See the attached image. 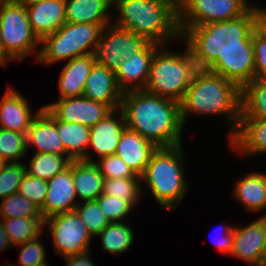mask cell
Segmentation results:
<instances>
[{
    "mask_svg": "<svg viewBox=\"0 0 266 266\" xmlns=\"http://www.w3.org/2000/svg\"><path fill=\"white\" fill-rule=\"evenodd\" d=\"M120 109L126 128L139 133L157 147L182 144L180 103L144 90L123 93Z\"/></svg>",
    "mask_w": 266,
    "mask_h": 266,
    "instance_id": "6da1fadb",
    "label": "cell"
},
{
    "mask_svg": "<svg viewBox=\"0 0 266 266\" xmlns=\"http://www.w3.org/2000/svg\"><path fill=\"white\" fill-rule=\"evenodd\" d=\"M256 12L252 6L244 15L219 22L191 26L181 34L197 69H207L225 51L254 50Z\"/></svg>",
    "mask_w": 266,
    "mask_h": 266,
    "instance_id": "7a4b0ae2",
    "label": "cell"
},
{
    "mask_svg": "<svg viewBox=\"0 0 266 266\" xmlns=\"http://www.w3.org/2000/svg\"><path fill=\"white\" fill-rule=\"evenodd\" d=\"M180 113L183 125L191 114H225L226 121L233 123L228 135L231 137L240 117V88L221 75L198 69L180 102Z\"/></svg>",
    "mask_w": 266,
    "mask_h": 266,
    "instance_id": "3957f363",
    "label": "cell"
},
{
    "mask_svg": "<svg viewBox=\"0 0 266 266\" xmlns=\"http://www.w3.org/2000/svg\"><path fill=\"white\" fill-rule=\"evenodd\" d=\"M118 11L115 26L165 45L181 39L178 0H113Z\"/></svg>",
    "mask_w": 266,
    "mask_h": 266,
    "instance_id": "277c9868",
    "label": "cell"
},
{
    "mask_svg": "<svg viewBox=\"0 0 266 266\" xmlns=\"http://www.w3.org/2000/svg\"><path fill=\"white\" fill-rule=\"evenodd\" d=\"M183 164L182 144L158 147L141 176L157 203L165 210L176 208L188 192Z\"/></svg>",
    "mask_w": 266,
    "mask_h": 266,
    "instance_id": "5b68a950",
    "label": "cell"
},
{
    "mask_svg": "<svg viewBox=\"0 0 266 266\" xmlns=\"http://www.w3.org/2000/svg\"><path fill=\"white\" fill-rule=\"evenodd\" d=\"M164 48L161 45L153 55L144 91L180 103L198 69L187 45L182 53Z\"/></svg>",
    "mask_w": 266,
    "mask_h": 266,
    "instance_id": "8992f818",
    "label": "cell"
},
{
    "mask_svg": "<svg viewBox=\"0 0 266 266\" xmlns=\"http://www.w3.org/2000/svg\"><path fill=\"white\" fill-rule=\"evenodd\" d=\"M109 24L64 23L55 33L45 36L36 62L54 64L75 57L94 54L104 27Z\"/></svg>",
    "mask_w": 266,
    "mask_h": 266,
    "instance_id": "52a82bcc",
    "label": "cell"
},
{
    "mask_svg": "<svg viewBox=\"0 0 266 266\" xmlns=\"http://www.w3.org/2000/svg\"><path fill=\"white\" fill-rule=\"evenodd\" d=\"M0 35L4 47V67L9 60H22L37 50L40 40L33 33L26 7L0 1Z\"/></svg>",
    "mask_w": 266,
    "mask_h": 266,
    "instance_id": "ba28073f",
    "label": "cell"
},
{
    "mask_svg": "<svg viewBox=\"0 0 266 266\" xmlns=\"http://www.w3.org/2000/svg\"><path fill=\"white\" fill-rule=\"evenodd\" d=\"M150 43L147 38L112 23L104 27L94 57L96 63L116 74L123 62H127L131 56L139 55Z\"/></svg>",
    "mask_w": 266,
    "mask_h": 266,
    "instance_id": "9c48e42d",
    "label": "cell"
},
{
    "mask_svg": "<svg viewBox=\"0 0 266 266\" xmlns=\"http://www.w3.org/2000/svg\"><path fill=\"white\" fill-rule=\"evenodd\" d=\"M252 6L248 0H178L180 33L191 26L238 18Z\"/></svg>",
    "mask_w": 266,
    "mask_h": 266,
    "instance_id": "30bf717a",
    "label": "cell"
},
{
    "mask_svg": "<svg viewBox=\"0 0 266 266\" xmlns=\"http://www.w3.org/2000/svg\"><path fill=\"white\" fill-rule=\"evenodd\" d=\"M46 225L52 235L55 252L62 258L90 251L92 236L75 210L45 219Z\"/></svg>",
    "mask_w": 266,
    "mask_h": 266,
    "instance_id": "8fae6325",
    "label": "cell"
},
{
    "mask_svg": "<svg viewBox=\"0 0 266 266\" xmlns=\"http://www.w3.org/2000/svg\"><path fill=\"white\" fill-rule=\"evenodd\" d=\"M56 120L79 123L89 127L102 120L112 109L102 102L83 96L62 98L43 106Z\"/></svg>",
    "mask_w": 266,
    "mask_h": 266,
    "instance_id": "7c38bea8",
    "label": "cell"
},
{
    "mask_svg": "<svg viewBox=\"0 0 266 266\" xmlns=\"http://www.w3.org/2000/svg\"><path fill=\"white\" fill-rule=\"evenodd\" d=\"M47 184L45 202L40 209L44 220L56 214L75 210L79 201L73 183V161L67 168L49 179Z\"/></svg>",
    "mask_w": 266,
    "mask_h": 266,
    "instance_id": "4fadbf2b",
    "label": "cell"
},
{
    "mask_svg": "<svg viewBox=\"0 0 266 266\" xmlns=\"http://www.w3.org/2000/svg\"><path fill=\"white\" fill-rule=\"evenodd\" d=\"M265 221L262 218L249 225L233 226L232 256L254 266H262V253L265 242Z\"/></svg>",
    "mask_w": 266,
    "mask_h": 266,
    "instance_id": "5bb4252c",
    "label": "cell"
},
{
    "mask_svg": "<svg viewBox=\"0 0 266 266\" xmlns=\"http://www.w3.org/2000/svg\"><path fill=\"white\" fill-rule=\"evenodd\" d=\"M206 70L221 75L241 88L255 78L254 50L225 51Z\"/></svg>",
    "mask_w": 266,
    "mask_h": 266,
    "instance_id": "9a60e30c",
    "label": "cell"
},
{
    "mask_svg": "<svg viewBox=\"0 0 266 266\" xmlns=\"http://www.w3.org/2000/svg\"><path fill=\"white\" fill-rule=\"evenodd\" d=\"M37 147L35 153L69 156L57 130L56 119L43 107L26 133V148Z\"/></svg>",
    "mask_w": 266,
    "mask_h": 266,
    "instance_id": "2e32d148",
    "label": "cell"
},
{
    "mask_svg": "<svg viewBox=\"0 0 266 266\" xmlns=\"http://www.w3.org/2000/svg\"><path fill=\"white\" fill-rule=\"evenodd\" d=\"M82 96L107 104L114 110L120 108L123 92L118 87L115 73L95 63L86 79Z\"/></svg>",
    "mask_w": 266,
    "mask_h": 266,
    "instance_id": "e0dca14e",
    "label": "cell"
},
{
    "mask_svg": "<svg viewBox=\"0 0 266 266\" xmlns=\"http://www.w3.org/2000/svg\"><path fill=\"white\" fill-rule=\"evenodd\" d=\"M160 46L151 42L139 55L131 56L127 62L121 64L115 75L123 93L145 89L153 55Z\"/></svg>",
    "mask_w": 266,
    "mask_h": 266,
    "instance_id": "ac0fdd59",
    "label": "cell"
},
{
    "mask_svg": "<svg viewBox=\"0 0 266 266\" xmlns=\"http://www.w3.org/2000/svg\"><path fill=\"white\" fill-rule=\"evenodd\" d=\"M125 128V119L121 109L112 110L97 124L90 127L89 147H92V151L94 150L99 158L115 154L121 133Z\"/></svg>",
    "mask_w": 266,
    "mask_h": 266,
    "instance_id": "d6986e66",
    "label": "cell"
},
{
    "mask_svg": "<svg viewBox=\"0 0 266 266\" xmlns=\"http://www.w3.org/2000/svg\"><path fill=\"white\" fill-rule=\"evenodd\" d=\"M158 147L139 133L127 128L121 133L115 155L139 177L144 174L151 155Z\"/></svg>",
    "mask_w": 266,
    "mask_h": 266,
    "instance_id": "ffe728a7",
    "label": "cell"
},
{
    "mask_svg": "<svg viewBox=\"0 0 266 266\" xmlns=\"http://www.w3.org/2000/svg\"><path fill=\"white\" fill-rule=\"evenodd\" d=\"M65 0H43L26 7L33 33L41 41L66 23Z\"/></svg>",
    "mask_w": 266,
    "mask_h": 266,
    "instance_id": "44dd1931",
    "label": "cell"
},
{
    "mask_svg": "<svg viewBox=\"0 0 266 266\" xmlns=\"http://www.w3.org/2000/svg\"><path fill=\"white\" fill-rule=\"evenodd\" d=\"M0 102V128L19 133H27L33 119L43 109L32 114L27 99L11 87Z\"/></svg>",
    "mask_w": 266,
    "mask_h": 266,
    "instance_id": "7402d4cb",
    "label": "cell"
},
{
    "mask_svg": "<svg viewBox=\"0 0 266 266\" xmlns=\"http://www.w3.org/2000/svg\"><path fill=\"white\" fill-rule=\"evenodd\" d=\"M229 141L232 150L243 156L266 153V120L239 118L236 131Z\"/></svg>",
    "mask_w": 266,
    "mask_h": 266,
    "instance_id": "603a6c76",
    "label": "cell"
},
{
    "mask_svg": "<svg viewBox=\"0 0 266 266\" xmlns=\"http://www.w3.org/2000/svg\"><path fill=\"white\" fill-rule=\"evenodd\" d=\"M95 63L94 54L68 61L60 73L58 99L82 96L86 79Z\"/></svg>",
    "mask_w": 266,
    "mask_h": 266,
    "instance_id": "cb8c5ba5",
    "label": "cell"
},
{
    "mask_svg": "<svg viewBox=\"0 0 266 266\" xmlns=\"http://www.w3.org/2000/svg\"><path fill=\"white\" fill-rule=\"evenodd\" d=\"M67 23L110 24L113 0H65Z\"/></svg>",
    "mask_w": 266,
    "mask_h": 266,
    "instance_id": "d4e9b609",
    "label": "cell"
},
{
    "mask_svg": "<svg viewBox=\"0 0 266 266\" xmlns=\"http://www.w3.org/2000/svg\"><path fill=\"white\" fill-rule=\"evenodd\" d=\"M104 179L95 163L73 160V183L82 202L95 201L102 194Z\"/></svg>",
    "mask_w": 266,
    "mask_h": 266,
    "instance_id": "484cf974",
    "label": "cell"
},
{
    "mask_svg": "<svg viewBox=\"0 0 266 266\" xmlns=\"http://www.w3.org/2000/svg\"><path fill=\"white\" fill-rule=\"evenodd\" d=\"M57 130L65 152L73 160L94 163L87 151L90 143V127L79 123L56 120Z\"/></svg>",
    "mask_w": 266,
    "mask_h": 266,
    "instance_id": "4316f807",
    "label": "cell"
},
{
    "mask_svg": "<svg viewBox=\"0 0 266 266\" xmlns=\"http://www.w3.org/2000/svg\"><path fill=\"white\" fill-rule=\"evenodd\" d=\"M234 194L249 212L263 211L266 209V174L253 171L239 179Z\"/></svg>",
    "mask_w": 266,
    "mask_h": 266,
    "instance_id": "83f0119b",
    "label": "cell"
},
{
    "mask_svg": "<svg viewBox=\"0 0 266 266\" xmlns=\"http://www.w3.org/2000/svg\"><path fill=\"white\" fill-rule=\"evenodd\" d=\"M266 120V82L254 78L240 88V117Z\"/></svg>",
    "mask_w": 266,
    "mask_h": 266,
    "instance_id": "f1b7e54d",
    "label": "cell"
},
{
    "mask_svg": "<svg viewBox=\"0 0 266 266\" xmlns=\"http://www.w3.org/2000/svg\"><path fill=\"white\" fill-rule=\"evenodd\" d=\"M12 246L24 244L43 234V217L0 218Z\"/></svg>",
    "mask_w": 266,
    "mask_h": 266,
    "instance_id": "f546056e",
    "label": "cell"
},
{
    "mask_svg": "<svg viewBox=\"0 0 266 266\" xmlns=\"http://www.w3.org/2000/svg\"><path fill=\"white\" fill-rule=\"evenodd\" d=\"M73 159L70 156L50 153H35L30 160L26 173L44 180H49L59 172L67 168Z\"/></svg>",
    "mask_w": 266,
    "mask_h": 266,
    "instance_id": "4dcf8cb0",
    "label": "cell"
},
{
    "mask_svg": "<svg viewBox=\"0 0 266 266\" xmlns=\"http://www.w3.org/2000/svg\"><path fill=\"white\" fill-rule=\"evenodd\" d=\"M131 226L122 222L110 223L101 233L103 250L112 254H122L132 246L134 241V233Z\"/></svg>",
    "mask_w": 266,
    "mask_h": 266,
    "instance_id": "1f68e13d",
    "label": "cell"
},
{
    "mask_svg": "<svg viewBox=\"0 0 266 266\" xmlns=\"http://www.w3.org/2000/svg\"><path fill=\"white\" fill-rule=\"evenodd\" d=\"M139 182L141 178L104 179L102 193L114 198H122L135 206L143 192Z\"/></svg>",
    "mask_w": 266,
    "mask_h": 266,
    "instance_id": "d6a6232c",
    "label": "cell"
},
{
    "mask_svg": "<svg viewBox=\"0 0 266 266\" xmlns=\"http://www.w3.org/2000/svg\"><path fill=\"white\" fill-rule=\"evenodd\" d=\"M27 153L26 133L0 128V159L4 162H21Z\"/></svg>",
    "mask_w": 266,
    "mask_h": 266,
    "instance_id": "836d02e7",
    "label": "cell"
},
{
    "mask_svg": "<svg viewBox=\"0 0 266 266\" xmlns=\"http://www.w3.org/2000/svg\"><path fill=\"white\" fill-rule=\"evenodd\" d=\"M1 218L42 217L40 209L21 194L13 193L0 203Z\"/></svg>",
    "mask_w": 266,
    "mask_h": 266,
    "instance_id": "e575fe53",
    "label": "cell"
},
{
    "mask_svg": "<svg viewBox=\"0 0 266 266\" xmlns=\"http://www.w3.org/2000/svg\"><path fill=\"white\" fill-rule=\"evenodd\" d=\"M75 211L92 237L97 236L110 224L96 201L79 202Z\"/></svg>",
    "mask_w": 266,
    "mask_h": 266,
    "instance_id": "d590c367",
    "label": "cell"
},
{
    "mask_svg": "<svg viewBox=\"0 0 266 266\" xmlns=\"http://www.w3.org/2000/svg\"><path fill=\"white\" fill-rule=\"evenodd\" d=\"M25 175L26 165L23 162H5L0 171V198L17 193Z\"/></svg>",
    "mask_w": 266,
    "mask_h": 266,
    "instance_id": "8d00e7d4",
    "label": "cell"
},
{
    "mask_svg": "<svg viewBox=\"0 0 266 266\" xmlns=\"http://www.w3.org/2000/svg\"><path fill=\"white\" fill-rule=\"evenodd\" d=\"M95 201L110 223L122 222V219L126 218L131 209L134 208L129 201L114 198L104 193L100 194Z\"/></svg>",
    "mask_w": 266,
    "mask_h": 266,
    "instance_id": "74e56055",
    "label": "cell"
},
{
    "mask_svg": "<svg viewBox=\"0 0 266 266\" xmlns=\"http://www.w3.org/2000/svg\"><path fill=\"white\" fill-rule=\"evenodd\" d=\"M99 161V162H98ZM94 161L105 179L141 178L117 155L111 154Z\"/></svg>",
    "mask_w": 266,
    "mask_h": 266,
    "instance_id": "f35d334b",
    "label": "cell"
},
{
    "mask_svg": "<svg viewBox=\"0 0 266 266\" xmlns=\"http://www.w3.org/2000/svg\"><path fill=\"white\" fill-rule=\"evenodd\" d=\"M47 188V180L39 179L26 173L19 185L18 193L41 209L45 202Z\"/></svg>",
    "mask_w": 266,
    "mask_h": 266,
    "instance_id": "ab89813d",
    "label": "cell"
},
{
    "mask_svg": "<svg viewBox=\"0 0 266 266\" xmlns=\"http://www.w3.org/2000/svg\"><path fill=\"white\" fill-rule=\"evenodd\" d=\"M20 248L19 262L21 266H49L45 258V246L40 242V238H36L17 245Z\"/></svg>",
    "mask_w": 266,
    "mask_h": 266,
    "instance_id": "60d3db41",
    "label": "cell"
},
{
    "mask_svg": "<svg viewBox=\"0 0 266 266\" xmlns=\"http://www.w3.org/2000/svg\"><path fill=\"white\" fill-rule=\"evenodd\" d=\"M255 78L266 74V35L257 27L253 30Z\"/></svg>",
    "mask_w": 266,
    "mask_h": 266,
    "instance_id": "b9f144b4",
    "label": "cell"
},
{
    "mask_svg": "<svg viewBox=\"0 0 266 266\" xmlns=\"http://www.w3.org/2000/svg\"><path fill=\"white\" fill-rule=\"evenodd\" d=\"M223 229V231H222ZM221 229L224 235L220 237L217 242L215 241V245L218 248V251H220L223 254H231L232 251V242H233V227L226 225Z\"/></svg>",
    "mask_w": 266,
    "mask_h": 266,
    "instance_id": "7bdbcfd3",
    "label": "cell"
},
{
    "mask_svg": "<svg viewBox=\"0 0 266 266\" xmlns=\"http://www.w3.org/2000/svg\"><path fill=\"white\" fill-rule=\"evenodd\" d=\"M90 252H85L82 254L70 255L63 257L67 264L66 266H96L93 261L91 262Z\"/></svg>",
    "mask_w": 266,
    "mask_h": 266,
    "instance_id": "ee69618b",
    "label": "cell"
},
{
    "mask_svg": "<svg viewBox=\"0 0 266 266\" xmlns=\"http://www.w3.org/2000/svg\"><path fill=\"white\" fill-rule=\"evenodd\" d=\"M253 7L256 12V27L266 35V9Z\"/></svg>",
    "mask_w": 266,
    "mask_h": 266,
    "instance_id": "f6af8a7d",
    "label": "cell"
},
{
    "mask_svg": "<svg viewBox=\"0 0 266 266\" xmlns=\"http://www.w3.org/2000/svg\"><path fill=\"white\" fill-rule=\"evenodd\" d=\"M10 247L13 246L10 244L7 233L0 221V252H3V250L9 249Z\"/></svg>",
    "mask_w": 266,
    "mask_h": 266,
    "instance_id": "bcb514c9",
    "label": "cell"
},
{
    "mask_svg": "<svg viewBox=\"0 0 266 266\" xmlns=\"http://www.w3.org/2000/svg\"><path fill=\"white\" fill-rule=\"evenodd\" d=\"M13 3L23 5L24 7L39 3L43 0H10Z\"/></svg>",
    "mask_w": 266,
    "mask_h": 266,
    "instance_id": "7dc6e473",
    "label": "cell"
},
{
    "mask_svg": "<svg viewBox=\"0 0 266 266\" xmlns=\"http://www.w3.org/2000/svg\"><path fill=\"white\" fill-rule=\"evenodd\" d=\"M265 221V228H266V214L261 217ZM262 266H266V234H265V242L263 246V253H262Z\"/></svg>",
    "mask_w": 266,
    "mask_h": 266,
    "instance_id": "c3c4849f",
    "label": "cell"
},
{
    "mask_svg": "<svg viewBox=\"0 0 266 266\" xmlns=\"http://www.w3.org/2000/svg\"><path fill=\"white\" fill-rule=\"evenodd\" d=\"M0 66L4 67V47L2 45L1 35H0Z\"/></svg>",
    "mask_w": 266,
    "mask_h": 266,
    "instance_id": "681fc988",
    "label": "cell"
},
{
    "mask_svg": "<svg viewBox=\"0 0 266 266\" xmlns=\"http://www.w3.org/2000/svg\"><path fill=\"white\" fill-rule=\"evenodd\" d=\"M4 163H5V162H4L3 160L0 159V171H1V169H2V167H3V165H4Z\"/></svg>",
    "mask_w": 266,
    "mask_h": 266,
    "instance_id": "f907efd6",
    "label": "cell"
},
{
    "mask_svg": "<svg viewBox=\"0 0 266 266\" xmlns=\"http://www.w3.org/2000/svg\"><path fill=\"white\" fill-rule=\"evenodd\" d=\"M262 79L266 82V74L262 77Z\"/></svg>",
    "mask_w": 266,
    "mask_h": 266,
    "instance_id": "816d5d0a",
    "label": "cell"
}]
</instances>
